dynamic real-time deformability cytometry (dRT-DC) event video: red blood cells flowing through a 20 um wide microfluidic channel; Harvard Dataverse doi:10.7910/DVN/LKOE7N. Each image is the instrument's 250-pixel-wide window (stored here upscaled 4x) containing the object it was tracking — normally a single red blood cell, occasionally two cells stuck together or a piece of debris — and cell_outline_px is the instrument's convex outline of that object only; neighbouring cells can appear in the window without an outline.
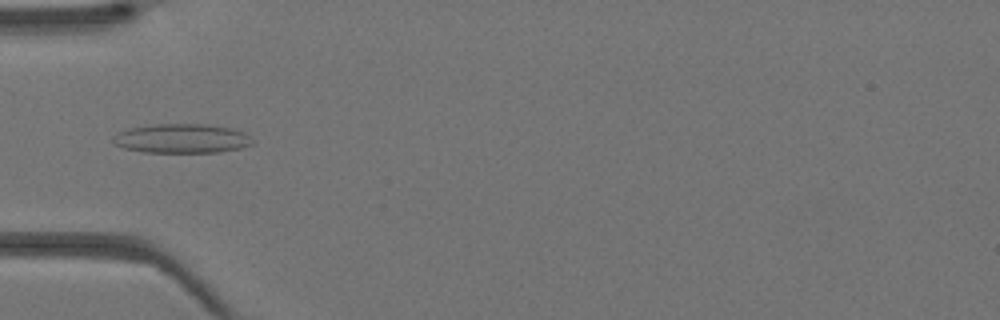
{"species": "Egyptian fruit bat (a non-hibernating species)", "species_latin": "Rousettus aegyptiacus", "temperature_condition": "warm", "stored_images_in_passage": 27, "camera_frame_rate_fps": 3000, "um_per_image_px": 0.085, "animal": {"sex": "female"}, "frame": {"image": 1, "passage_image": 14, "time_ms": 4.333, "image_size_px": [1000, 320], "cell_outline_px": [[252, 144], [240, 148], [220, 152], [144, 152], [124, 148], [112, 144], [112, 136], [116, 132], [128, 128], [152, 124], [204, 124], [232, 128], [244, 132], [252, 140]], "centroid_in_image_um": [15.38, 11.77], "position_along_channel_um": 69.6, "area_um2": 23.93}}
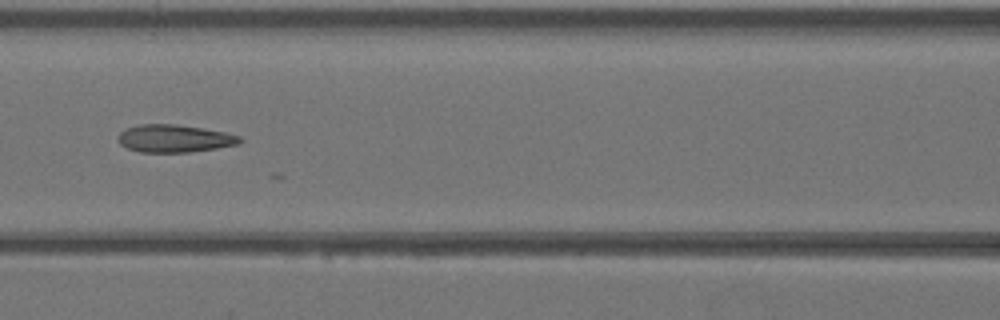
{"frame": {"image": 2, "passage_image": 19, "time_ms": 6.0, "image_size_px": [1000, 320], "cell_outline_px": [[244, 140], [240, 144], [216, 148], [188, 152], [140, 152], [128, 148], [120, 144], [120, 132], [128, 128], [140, 124], [176, 124], [224, 132], [240, 136]], "centroid_in_image_um": [14.87, 11.77], "position_along_channel_um": 151.7, "area_um2": 19.36}}
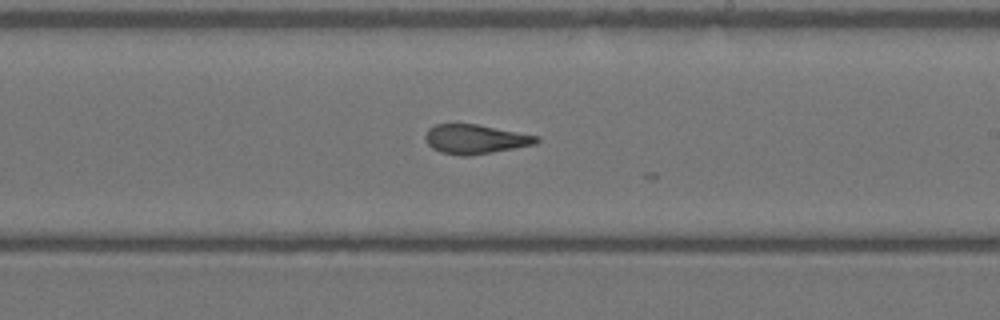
{"frame": {"image": 3, "passage_image": 25, "time_ms": 8.0, "image_size_px": [1000, 320], "cell_outline_px": [[540, 140], [536, 144], [492, 152], [468, 156], [460, 156], [440, 152], [432, 148], [428, 144], [424, 136], [428, 128], [436, 124], [476, 124], [540, 136]], "centroid_in_image_um": [40.39, 11.83], "position_along_channel_um": 248.6, "area_um2": 19.02}}